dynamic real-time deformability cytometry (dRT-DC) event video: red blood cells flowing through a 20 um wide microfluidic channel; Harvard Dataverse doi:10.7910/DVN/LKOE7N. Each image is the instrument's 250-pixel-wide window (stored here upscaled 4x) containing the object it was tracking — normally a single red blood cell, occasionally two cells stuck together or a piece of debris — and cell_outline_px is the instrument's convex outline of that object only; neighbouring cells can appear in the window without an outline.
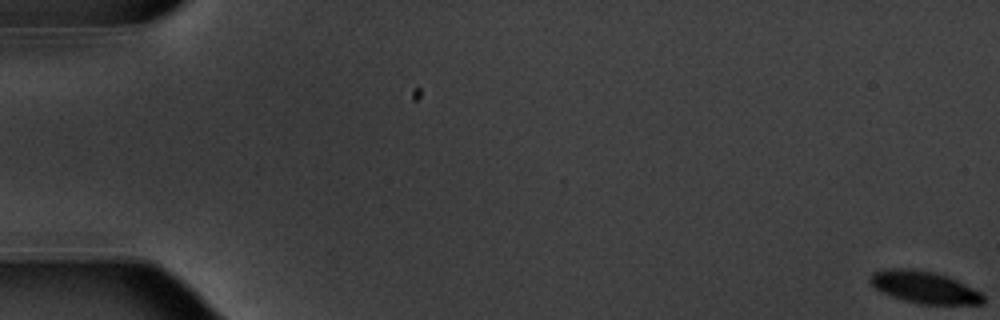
{"species": "common noctule bat (a hibernating species)", "species_latin": "Nyctalus noctula", "temperature_condition": "warm", "stored_images_in_passage": 2, "camera_frame_rate_fps": 3000, "um_per_image_px": 0.085, "animal": {"sex": "male", "body_mass_g": 20.1, "forearm_length_mm": 53.5}, "frame": {"image": 1, "passage_image": 2, "time_ms": 0.333, "image_size_px": [1000, 320], "cell_outline_px": [[984, 304], [920, 304], [904, 300], [892, 296], [876, 288], [868, 280], [872, 272], [884, 268], [912, 268], [932, 272], [948, 276], [980, 292], [984, 296]], "centroid_in_image_um": [78.55, 24.4], "position_along_channel_um": 6.5, "area_um2": 21.04}}